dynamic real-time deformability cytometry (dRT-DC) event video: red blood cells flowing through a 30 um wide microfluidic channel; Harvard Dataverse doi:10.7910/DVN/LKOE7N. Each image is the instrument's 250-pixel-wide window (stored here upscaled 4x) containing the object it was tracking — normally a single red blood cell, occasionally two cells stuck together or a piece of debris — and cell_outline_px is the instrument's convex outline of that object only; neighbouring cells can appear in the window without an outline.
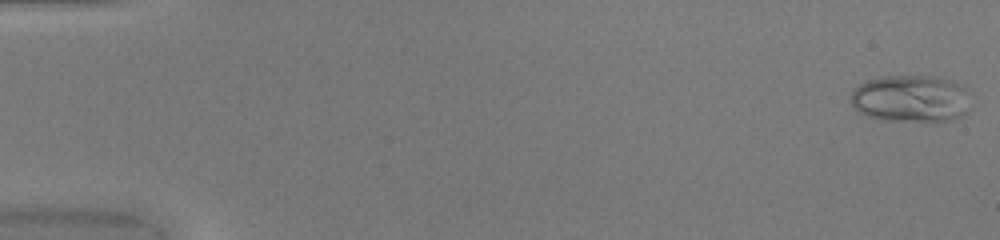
{"species": "common noctule bat (a hibernating species)", "species_latin": "Nyctalus noctula", "temperature_condition": "warm", "stored_images_in_passage": 49, "camera_frame_rate_fps": 3000, "um_per_image_px": 0.085, "animal": {"sex": "female", "body_mass_g": 20.0, "forearm_length_mm": 54.0}, "frame": {"image": 1, "passage_image": 1, "time_ms": 0.0, "image_size_px": [1000, 240], "cell_outline_px": [[968, 92], [964, 112], [960, 116], [952, 120], [888, 120], [868, 116], [852, 108], [852, 88], [868, 80], [884, 76], [944, 76], [964, 84]], "centroid_in_image_um": [77.41, 8.34], "position_along_channel_um": 7.6, "area_um2": 32.77}}
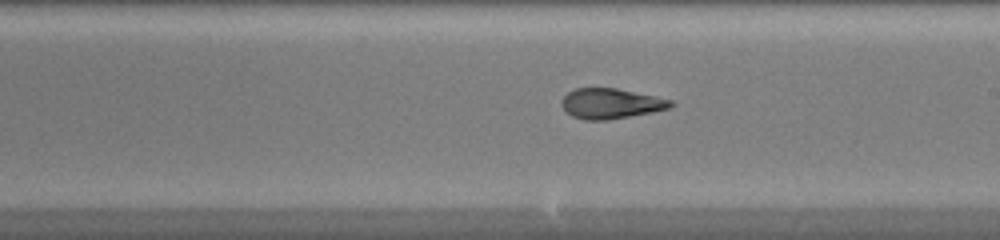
{"frame": {"image": 2, "passage_image": 29, "time_ms": 9.333, "image_size_px": [1000, 240], "cell_outline_px": [[676, 104], [668, 108], [652, 112], [604, 120], [584, 120], [572, 116], [560, 104], [560, 100], [568, 92], [576, 88], [616, 88], [656, 96], [672, 100]], "centroid_in_image_um": [51.91, 8.79], "position_along_channel_um": 237.1, "area_um2": 19.13}}
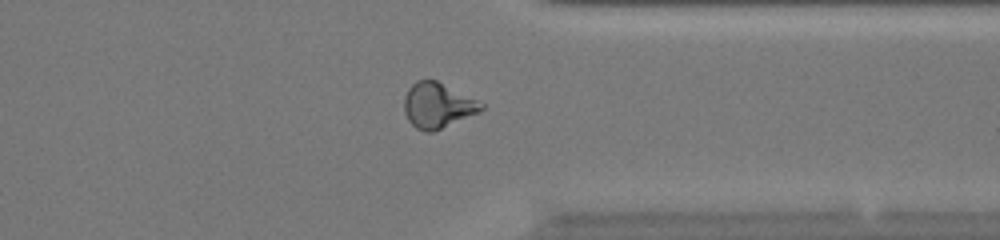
{"frame": {"image": 3, "passage_image": 39, "time_ms": 12.667, "image_size_px": [1000, 240], "cell_outline_px": [[484, 108], [480, 112], [432, 132], [424, 132], [416, 128], [408, 120], [404, 112], [404, 96], [408, 88], [416, 80], [436, 80], [484, 104]], "centroid_in_image_um": [37.16, 8.97], "position_along_channel_um": 374.2, "area_um2": 20.17}, "authors_computed_cell_mechanics": {"area_um2": 20.9236, "velocity_mm_per_s": 4.1827, "shape_relaxation_time_tau1_ms": null, "shape_relaxation_time_tau2_ms": 1.1075, "deformation_change_tau1": null, "deformation_change_tau2": 0.075}}